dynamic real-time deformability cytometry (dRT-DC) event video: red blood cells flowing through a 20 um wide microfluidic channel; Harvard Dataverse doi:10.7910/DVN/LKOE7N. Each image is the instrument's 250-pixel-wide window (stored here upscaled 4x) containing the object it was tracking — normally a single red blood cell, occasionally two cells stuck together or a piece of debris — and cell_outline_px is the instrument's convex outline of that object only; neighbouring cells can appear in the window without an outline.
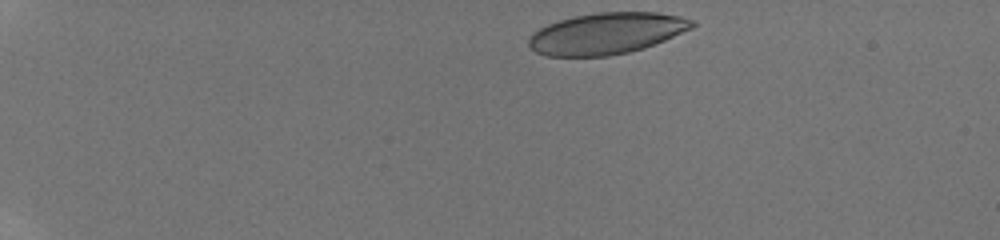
{"species": "human", "species_latin": "Homo sapiens", "temperature_condition": "room temperature", "stored_images_in_passage": 45, "camera_frame_rate_fps": 3000, "um_per_image_px": 0.085, "donor": {"sex": "male"}, "frame": {"image": 1, "passage_image": 1, "time_ms": 0.0, "image_size_px": [1000, 240], "cell_outline_px": [[696, 24], [692, 28], [664, 40], [644, 48], [628, 52], [608, 56], [548, 56], [536, 52], [528, 44], [528, 40], [532, 32], [548, 24], [560, 20], [576, 16], [596, 12], [656, 12], [680, 16], [696, 20]], "centroid_in_image_um": [51.57, 2.83], "position_along_channel_um": 33.4, "area_um2": 39.3}}
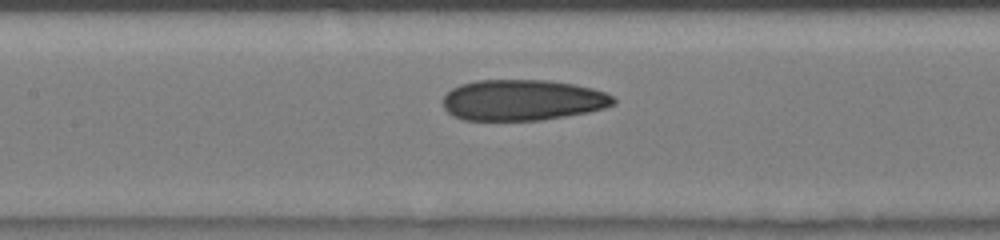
{"frame": {"image": 2, "passage_image": 23, "time_ms": 5.667, "image_size_px": [1000, 240], "cell_outline_px": [[616, 104], [604, 108], [588, 112], [540, 120], [464, 120], [452, 116], [444, 108], [444, 96], [452, 88], [460, 84], [476, 80], [544, 80], [572, 84], [592, 88], [604, 92], [612, 96], [616, 100]], "centroid_in_image_um": [44.4, 8.51], "position_along_channel_um": 163.0, "area_um2": 40.58}}
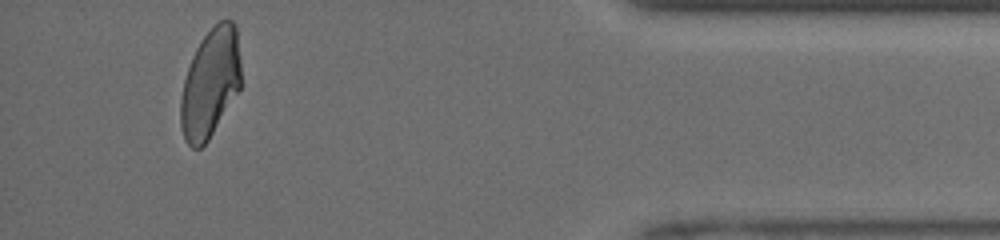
{"frame": {"image": 3, "passage_image": 43, "time_ms": 12.667, "image_size_px": [1000, 240], "cell_outline_px": [[240, 88], [208, 140], [200, 148], [192, 148], [184, 140], [180, 124], [180, 100], [184, 80], [192, 56], [196, 48], [204, 36], [220, 20], [232, 20], [236, 24], [240, 60]], "centroid_in_image_um": [17.86, 7.08], "position_along_channel_um": 417.3, "area_um2": 38.09}, "authors_computed_cell_mechanics": {"area_um2": 40.5178, "velocity_mm_per_s": 4.1934, "shape_relaxation_time_tau1_ms": 10.0736, "shape_relaxation_time_tau2_ms": 1.7265, "deformation_change_tau1": 0.2587, "deformation_change_tau2": 0.0865}}